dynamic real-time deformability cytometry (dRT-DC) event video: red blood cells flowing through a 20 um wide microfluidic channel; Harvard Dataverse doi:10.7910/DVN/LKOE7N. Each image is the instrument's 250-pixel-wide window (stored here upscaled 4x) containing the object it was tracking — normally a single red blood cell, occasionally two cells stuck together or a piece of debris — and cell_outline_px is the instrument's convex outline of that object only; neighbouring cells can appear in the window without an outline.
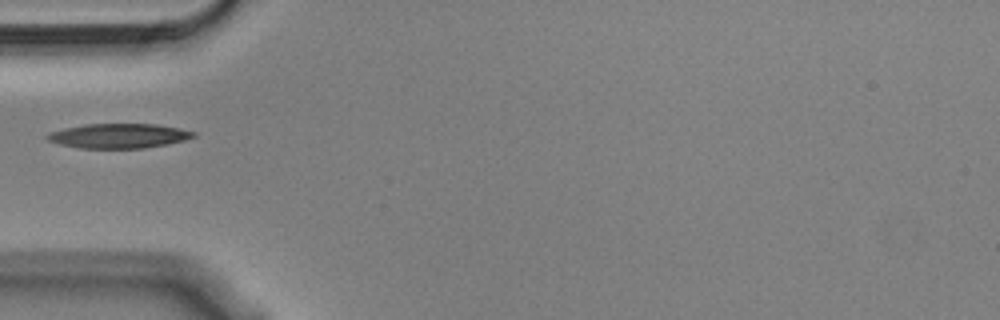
{"species": "Egyptian fruit bat (a non-hibernating species)", "species_latin": "Rousettus aegyptiacus", "temperature_condition": "cold", "stored_images_in_passage": 32, "camera_frame_rate_fps": 3000, "um_per_image_px": 0.085, "animal": {"sex": "male"}, "frame": {"image": 1, "passage_image": 1, "time_ms": 0.0, "image_size_px": [1000, 320], "cell_outline_px": [[196, 136], [184, 140], [168, 144], [144, 148], [80, 148], [60, 144], [48, 140], [44, 136], [48, 132], [64, 128], [84, 124], [156, 124], [180, 128], [196, 132]], "centroid_in_image_um": [10.09, 11.54], "position_along_channel_um": 74.9, "area_um2": 21.04}}
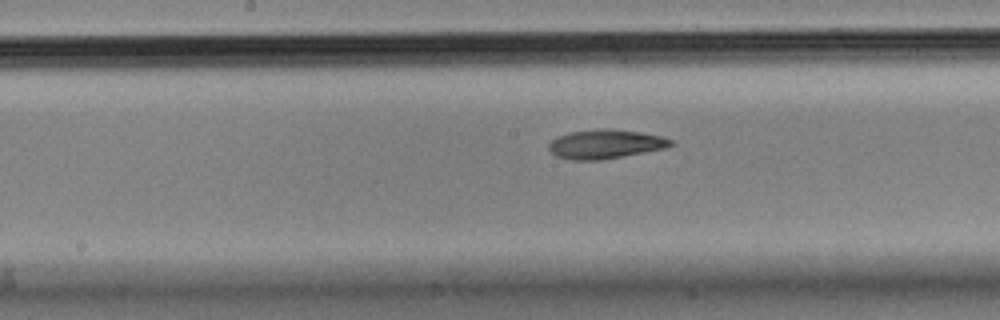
{"frame": {"image": 2, "passage_image": 11, "time_ms": 3.333, "image_size_px": [1000, 320], "cell_outline_px": [[672, 144], [664, 148], [644, 152], [600, 160], [572, 160], [556, 156], [548, 148], [548, 144], [556, 136], [572, 132], [600, 128], [608, 128], [640, 132], [664, 136], [672, 140]], "centroid_in_image_um": [51.43, 12.24], "position_along_channel_um": 196.8, "area_um2": 20.58}}
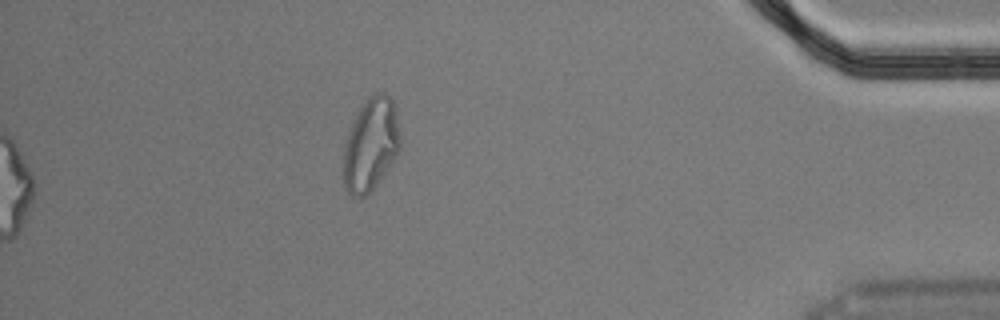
{"frame": {"image": 3, "passage_image": 32, "time_ms": 10.333, "image_size_px": [1000, 320], "cell_outline_px": [[400, 148], [396, 156], [376, 184], [364, 196], [352, 196], [348, 192], [344, 184], [344, 148], [352, 124], [360, 108], [368, 96], [376, 92], [384, 92], [392, 100], [396, 108], [400, 136]], "centroid_in_image_um": [31.54, 12.25], "position_along_channel_um": 403.7, "area_um2": 30.17}}